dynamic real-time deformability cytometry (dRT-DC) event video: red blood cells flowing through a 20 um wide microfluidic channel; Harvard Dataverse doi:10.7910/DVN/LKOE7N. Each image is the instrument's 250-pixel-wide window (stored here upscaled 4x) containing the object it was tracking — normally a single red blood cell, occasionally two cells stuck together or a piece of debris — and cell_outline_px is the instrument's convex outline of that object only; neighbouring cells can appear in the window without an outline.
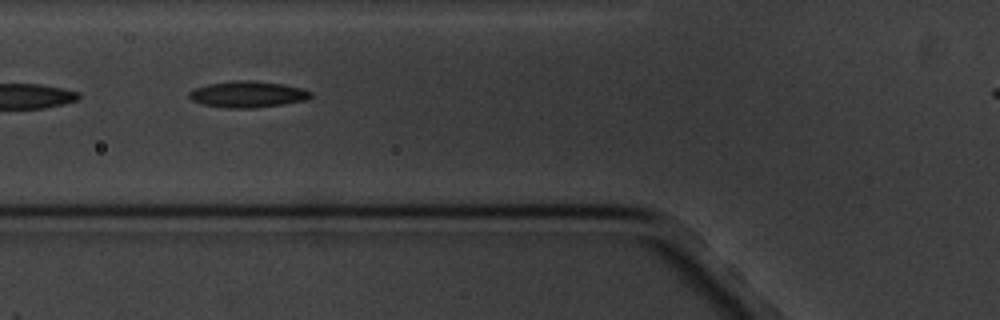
{"species": "common noctule bat (a hibernating species)", "species_latin": "Nyctalus noctula", "temperature_condition": "cold", "stored_images_in_passage": 7, "camera_frame_rate_fps": 3000, "um_per_image_px": 0.085, "animal": {"sex": "male", "body_mass_g": 20.1, "forearm_length_mm": 53.5}, "frame": {"image": 1, "passage_image": 3, "time_ms": 2.333, "image_size_px": [1000, 320], "cell_outline_px": [[312, 96], [308, 100], [252, 108], [224, 108], [204, 104], [192, 100], [188, 96], [188, 92], [196, 88], [208, 84], [236, 80], [252, 80], [284, 84], [300, 88], [312, 92]], "centroid_in_image_um": [21.06, 8.01], "position_along_channel_um": 104.7, "area_um2": 18.55}}
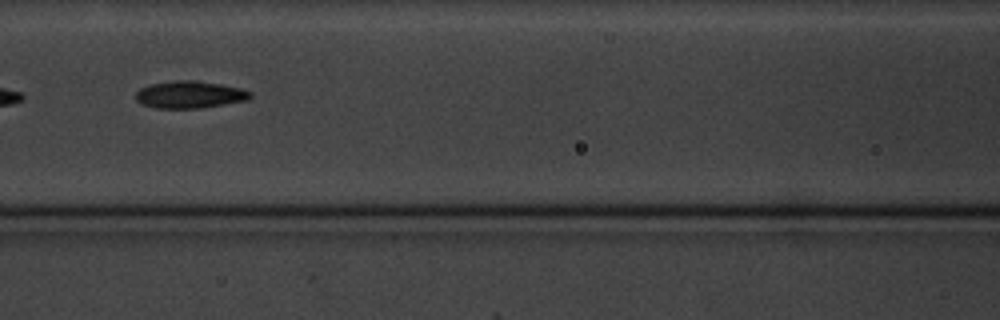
{"frame": {"image": 2, "passage_image": 4, "time_ms": 3.667, "image_size_px": [1000, 320], "cell_outline_px": [[252, 96], [248, 100], [200, 108], [156, 108], [140, 104], [136, 100], [136, 92], [140, 88], [148, 84], [172, 80], [192, 80], [220, 84], [244, 88], [252, 92]], "centroid_in_image_um": [16.12, 8.03], "position_along_channel_um": 150.5, "area_um2": 18.38}}
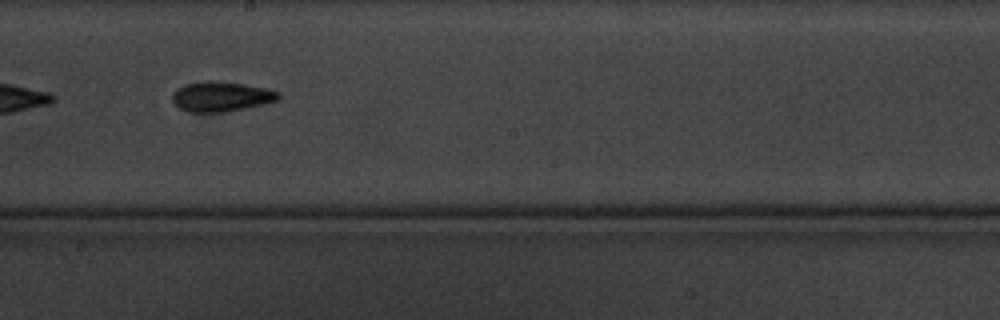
{"frame": {"image": 3, "passage_image": 6, "time_ms": 6.0, "image_size_px": [1000, 320], "cell_outline_px": [[280, 100], [264, 104], [224, 112], [192, 112], [180, 108], [172, 100], [172, 92], [176, 88], [184, 84], [204, 80], [216, 80], [244, 84], [268, 88], [280, 92]], "centroid_in_image_um": [18.81, 8.18], "position_along_channel_um": 229.4, "area_um2": 18.79}}